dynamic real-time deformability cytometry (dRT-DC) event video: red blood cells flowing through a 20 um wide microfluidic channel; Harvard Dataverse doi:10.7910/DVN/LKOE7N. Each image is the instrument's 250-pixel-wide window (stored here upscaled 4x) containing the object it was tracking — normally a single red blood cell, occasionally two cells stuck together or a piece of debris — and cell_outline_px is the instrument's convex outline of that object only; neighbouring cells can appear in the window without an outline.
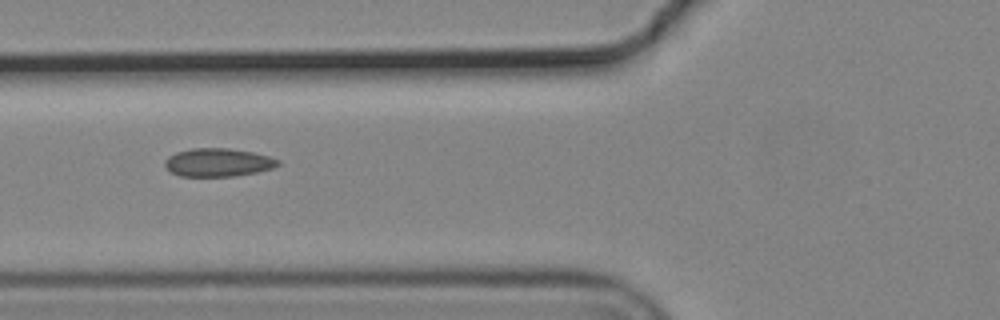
{"species": "common noctule bat (a hibernating species)", "species_latin": "Nyctalus noctula", "temperature_condition": "cold", "stored_images_in_passage": 4, "camera_frame_rate_fps": 3000, "um_per_image_px": 0.085, "animal": {"sex": "male", "body_mass_g": 19.2, "forearm_length_mm": 51.8}, "frame": {"image": 1, "passage_image": 2, "time_ms": 0.333, "image_size_px": [1000, 320], "cell_outline_px": [[280, 164], [272, 168], [256, 172], [236, 176], [180, 176], [172, 172], [164, 164], [164, 160], [168, 156], [176, 152], [192, 148], [228, 148], [252, 152], [268, 156], [280, 160]], "centroid_in_image_um": [18.53, 13.8], "position_along_channel_um": 107.3, "area_um2": 18.55}}
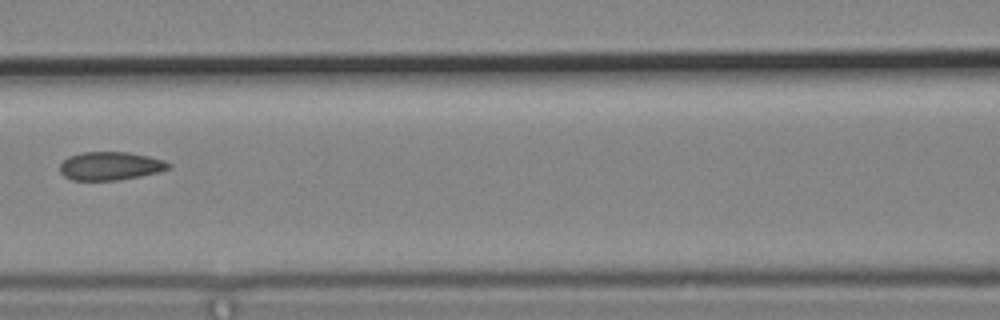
{"frame": {"image": 2, "passage_image": 3, "time_ms": 0.667, "image_size_px": [1000, 320], "cell_outline_px": [[172, 168], [160, 172], [140, 176], [116, 180], [72, 180], [64, 176], [60, 172], [60, 164], [68, 156], [84, 152], [128, 152], [148, 156], [164, 160], [172, 164]], "centroid_in_image_um": [9.41, 14.1], "position_along_channel_um": 157.2, "area_um2": 18.03}}
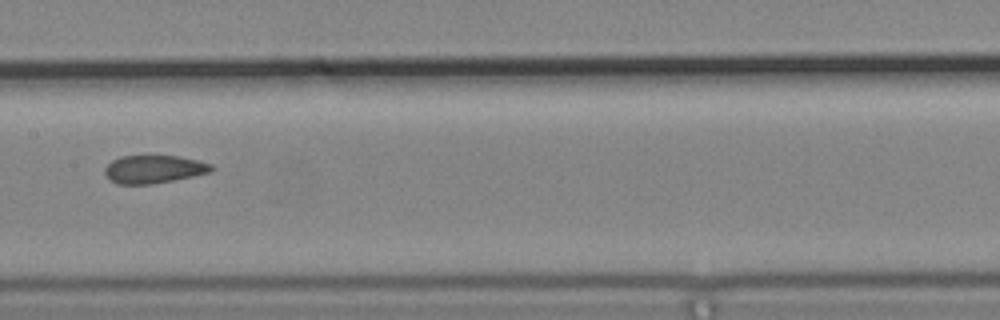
{"frame": {"image": 3, "passage_image": 4, "time_ms": 1.0, "image_size_px": [1000, 320], "cell_outline_px": [[216, 168], [212, 172], [152, 184], [116, 184], [108, 180], [104, 172], [104, 168], [112, 160], [120, 156], [180, 156], [200, 160], [212, 164]], "centroid_in_image_um": [13.08, 14.38], "position_along_channel_um": 194.3, "area_um2": 17.63}}